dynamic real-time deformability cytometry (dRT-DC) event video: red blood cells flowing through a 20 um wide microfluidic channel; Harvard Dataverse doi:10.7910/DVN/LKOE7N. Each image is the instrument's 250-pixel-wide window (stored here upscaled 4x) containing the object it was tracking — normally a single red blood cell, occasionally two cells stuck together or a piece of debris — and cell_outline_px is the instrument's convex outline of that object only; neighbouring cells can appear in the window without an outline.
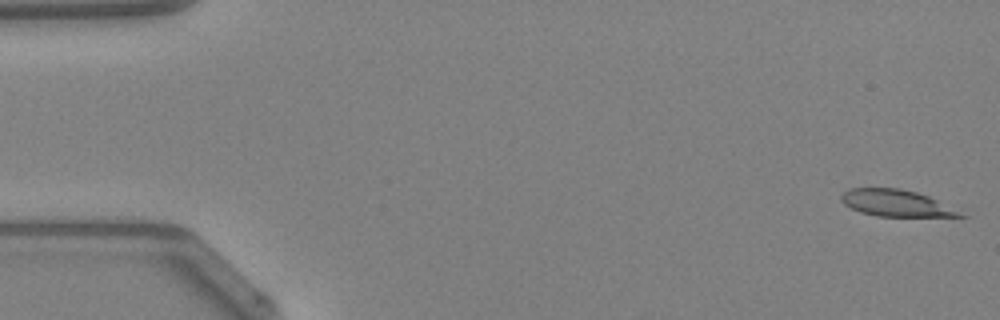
{"species": "Egyptian fruit bat (a non-hibernating species)", "species_latin": "Rousettus aegyptiacus", "temperature_condition": "warm", "stored_images_in_passage": 48, "camera_frame_rate_fps": 3000, "um_per_image_px": 0.085, "animal": {"sex": "female"}, "frame": {"image": 1, "passage_image": 1, "time_ms": 0.0, "image_size_px": [1000, 320], "cell_outline_px": [[968, 216], [876, 216], [860, 212], [844, 204], [840, 200], [840, 196], [848, 188], [900, 188], [916, 192], [928, 196]], "centroid_in_image_um": [76.08, 17.25], "position_along_channel_um": 8.9, "area_um2": 18.15}}
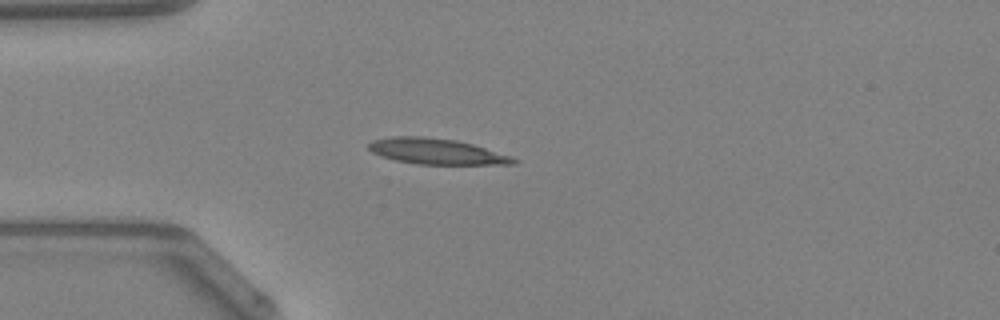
{"frame": {"image": 2, "passage_image": 13, "time_ms": 4.0, "image_size_px": [1000, 320], "cell_outline_px": [[520, 160], [516, 164], [416, 164], [396, 160], [380, 156], [372, 152], [368, 148], [368, 144], [372, 140], [392, 136], [424, 136], [456, 140], [472, 144], [512, 156]], "centroid_in_image_um": [37.1, 12.86], "position_along_channel_um": 47.9, "area_um2": 21.79}}
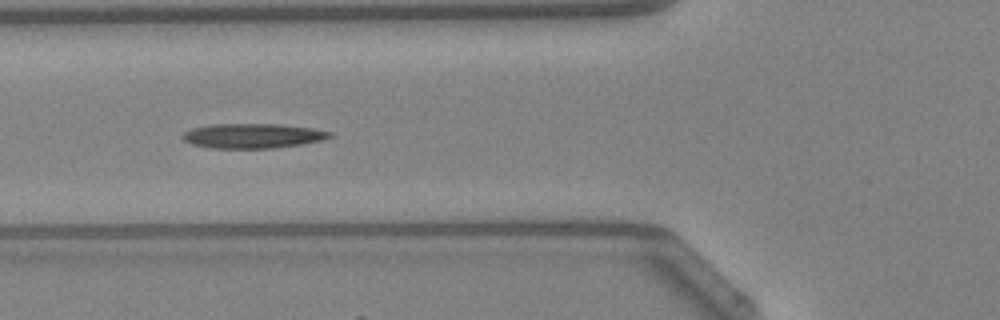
{"frame": {"image": 3, "passage_image": 18, "time_ms": 5.667, "image_size_px": [1000, 320], "cell_outline_px": [[332, 136], [324, 140], [300, 144], [272, 148], [212, 148], [192, 144], [184, 140], [180, 136], [184, 132], [192, 128], [208, 124], [280, 124], [312, 128], [332, 132]], "centroid_in_image_um": [21.46, 11.54], "position_along_channel_um": 104.3, "area_um2": 21.21}}